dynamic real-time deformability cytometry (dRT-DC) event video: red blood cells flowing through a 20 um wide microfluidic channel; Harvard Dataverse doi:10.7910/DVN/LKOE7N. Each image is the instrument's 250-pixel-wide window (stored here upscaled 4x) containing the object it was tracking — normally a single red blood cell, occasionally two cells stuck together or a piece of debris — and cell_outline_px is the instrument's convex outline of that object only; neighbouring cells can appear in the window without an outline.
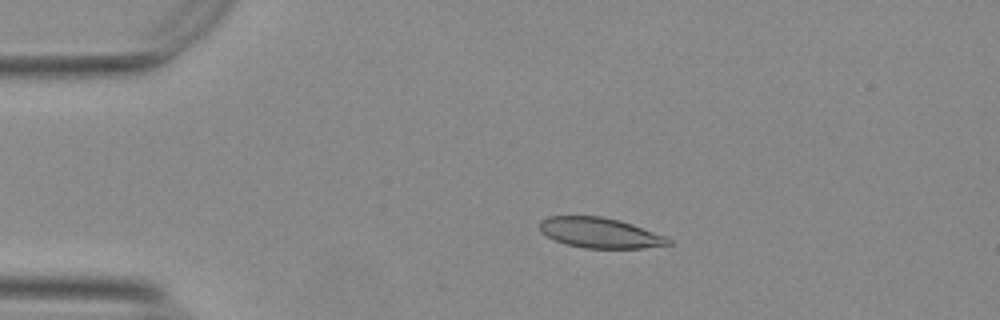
{"species": "Egyptian fruit bat (a non-hibernating species)", "species_latin": "Rousettus aegyptiacus", "temperature_condition": "warm", "stored_images_in_passage": 24, "camera_frame_rate_fps": 3000, "um_per_image_px": 0.085, "animal": {"sex": "female"}, "frame": {"image": 1, "passage_image": 12, "time_ms": 3.667, "image_size_px": [1000, 320], "cell_outline_px": [[672, 244], [640, 248], [584, 248], [568, 244], [556, 240], [540, 232], [540, 220], [548, 216], [600, 216], [620, 220], [668, 236], [672, 240]], "centroid_in_image_um": [51.03, 19.78], "position_along_channel_um": 34.0, "area_um2": 22.72}}
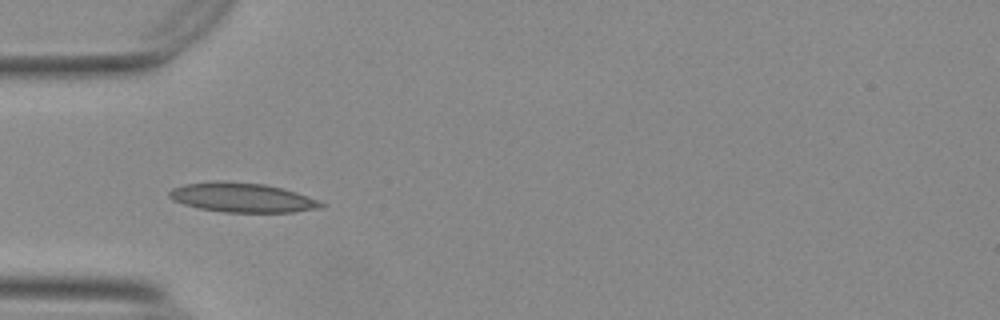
{"frame": {"image": 2, "passage_image": 18, "time_ms": 5.667, "image_size_px": [1000, 320], "cell_outline_px": [[324, 208], [292, 212], [224, 212], [200, 208], [184, 204], [172, 200], [168, 196], [168, 192], [172, 188], [184, 184], [216, 180], [224, 180], [264, 184], [296, 192], [316, 200], [324, 204]], "centroid_in_image_um": [20.54, 16.78], "position_along_channel_um": 64.5, "area_um2": 26.01}}
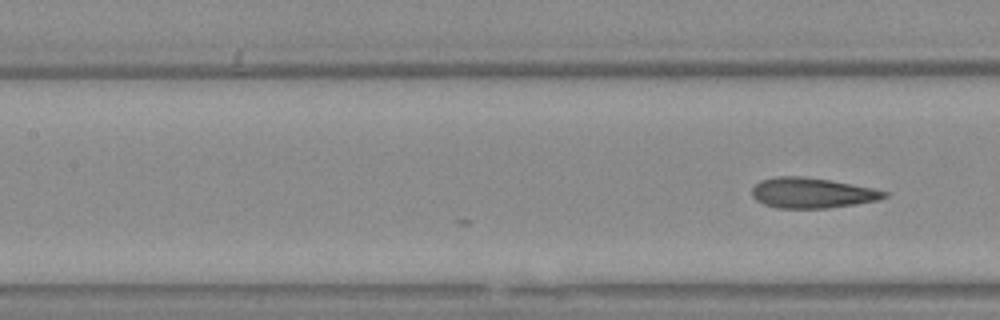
{"frame": {"image": 3, "passage_image": 24, "time_ms": 7.667, "image_size_px": [1000, 320], "cell_outline_px": [[888, 196], [876, 200], [856, 204], [828, 208], [776, 208], [764, 204], [756, 200], [752, 196], [752, 188], [760, 180], [776, 176], [800, 176], [828, 180], [872, 188], [888, 192]], "centroid_in_image_um": [68.98, 16.4], "position_along_channel_um": 138.4, "area_um2": 23.24}}